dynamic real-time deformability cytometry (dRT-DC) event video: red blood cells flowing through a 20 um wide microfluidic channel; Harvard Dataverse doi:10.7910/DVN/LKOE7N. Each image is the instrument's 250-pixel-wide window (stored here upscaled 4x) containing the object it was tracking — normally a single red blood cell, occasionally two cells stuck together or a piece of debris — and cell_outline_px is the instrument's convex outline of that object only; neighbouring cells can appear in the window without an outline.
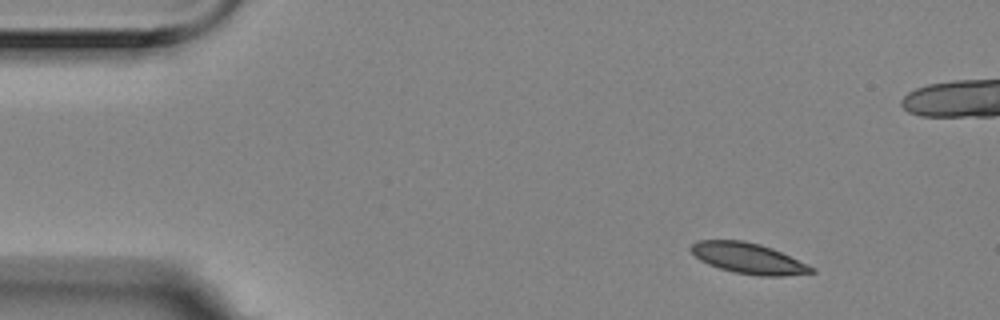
{"species": "Egyptian fruit bat (a non-hibernating species)", "species_latin": "Rousettus aegyptiacus", "temperature_condition": "room temperature", "stored_images_in_passage": 4, "camera_frame_rate_fps": 3000, "um_per_image_px": 0.085, "animal": {"sex": "female"}, "frame": {"image": 1, "passage_image": 1, "time_ms": 0.0, "image_size_px": [1000, 320], "cell_outline_px": [[816, 272], [784, 276], [760, 276], [736, 272], [720, 268], [708, 264], [700, 260], [688, 248], [692, 244], [700, 240], [744, 240], [760, 244], [772, 248], [808, 264], [816, 268]], "centroid_in_image_um": [63.63, 21.95], "position_along_channel_um": 21.4, "area_um2": 21.5}}